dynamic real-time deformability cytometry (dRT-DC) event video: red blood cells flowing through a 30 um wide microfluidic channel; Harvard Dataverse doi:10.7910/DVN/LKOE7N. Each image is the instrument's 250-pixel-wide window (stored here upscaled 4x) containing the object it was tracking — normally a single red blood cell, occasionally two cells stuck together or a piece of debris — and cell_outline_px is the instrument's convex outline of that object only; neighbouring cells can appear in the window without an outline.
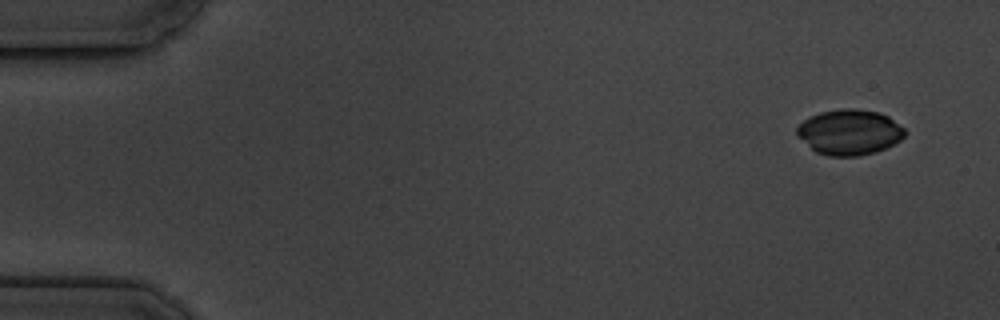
{"species": "common noctule bat (a hibernating species)", "species_latin": "Nyctalus noctula", "temperature_condition": "cold", "stored_images_in_passage": 4, "camera_frame_rate_fps": 3000, "um_per_image_px": 0.085, "animal": {"sex": "male", "body_mass_g": 19.5, "forearm_length_mm": 54.6}, "frame": {"image": 1, "passage_image": 1, "time_ms": 0.0, "image_size_px": [1000, 320], "cell_outline_px": [[904, 136], [900, 140], [876, 152], [860, 156], [828, 156], [816, 152], [796, 136], [796, 128], [804, 120], [820, 112], [840, 108], [856, 108], [880, 112], [888, 116], [904, 128]], "centroid_in_image_um": [72.18, 11.23], "position_along_channel_um": 12.8, "area_um2": 28.61}}